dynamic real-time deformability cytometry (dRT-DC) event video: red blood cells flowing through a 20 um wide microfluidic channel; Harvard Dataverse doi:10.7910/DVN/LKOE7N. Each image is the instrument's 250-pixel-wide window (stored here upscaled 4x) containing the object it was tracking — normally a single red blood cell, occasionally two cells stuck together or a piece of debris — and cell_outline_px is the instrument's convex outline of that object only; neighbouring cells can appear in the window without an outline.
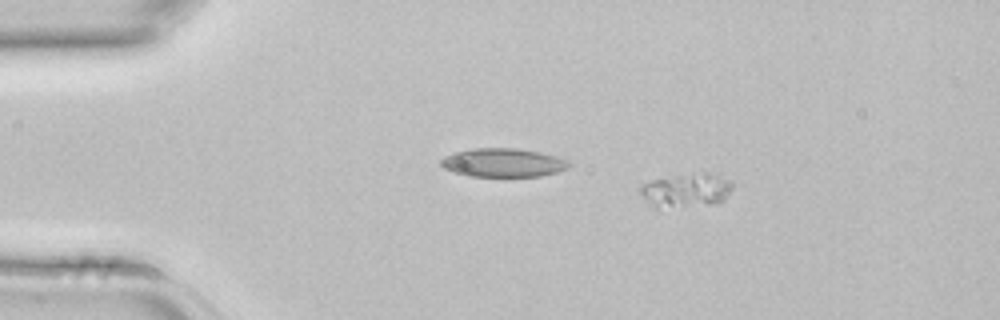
{"species": "common noctule bat (a hibernating species)", "species_latin": "Nyctalus noctula", "temperature_condition": "room temperature", "stored_images_in_passage": 4, "camera_frame_rate_fps": 3000, "um_per_image_px": 0.085, "animal": {"sex": "female", "body_mass_g": 22.7, "forearm_length_mm": 54.2}, "frame": {"image": 1, "passage_image": 2, "time_ms": 0.333, "image_size_px": [1000, 320], "cell_outline_px": [[728, 192], [724, 200], [708, 204], [660, 212], [652, 208], [640, 192], [640, 188], [644, 184], [652, 180], [676, 176], [704, 172], [708, 172], [720, 176], [728, 184]], "centroid_in_image_um": [58.19, 16.26], "position_along_channel_um": 26.8, "area_um2": 18.21}}
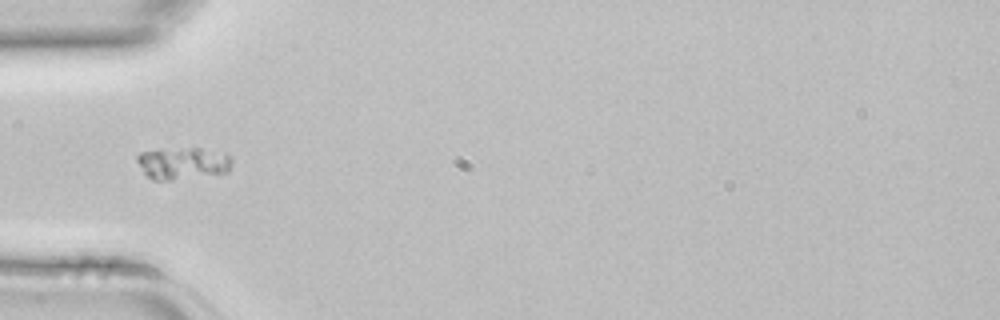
{"frame": {"image": 2, "passage_image": 4, "time_ms": 1.0, "image_size_px": [1000, 320], "cell_outline_px": [[232, 164], [228, 172], [172, 180], [152, 180], [144, 172], [136, 160], [136, 156], [140, 152], [188, 148], [200, 148], [228, 152], [232, 160]], "centroid_in_image_um": [15.59, 13.87], "position_along_channel_um": 69.4, "area_um2": 17.69}}